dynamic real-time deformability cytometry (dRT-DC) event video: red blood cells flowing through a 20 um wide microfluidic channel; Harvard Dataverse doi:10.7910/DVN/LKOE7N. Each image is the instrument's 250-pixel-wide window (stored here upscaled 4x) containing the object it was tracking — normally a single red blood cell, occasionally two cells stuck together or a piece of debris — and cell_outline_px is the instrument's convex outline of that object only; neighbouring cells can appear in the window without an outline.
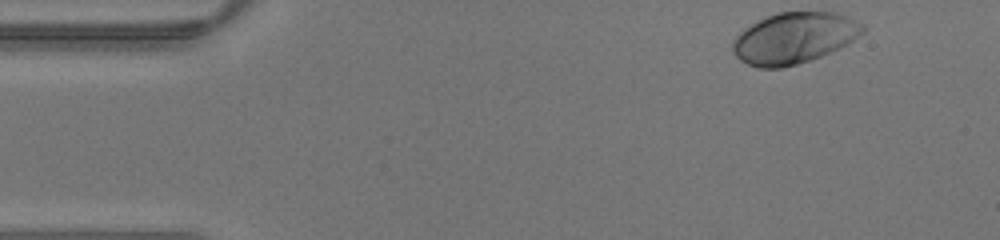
{"species": "human", "species_latin": "Homo sapiens", "temperature_condition": "warm", "stored_images_in_passage": 40, "camera_frame_rate_fps": 3000, "um_per_image_px": 0.085, "donor": {"sex": "male"}, "frame": {"image": 1, "passage_image": 1, "time_ms": 0.0, "image_size_px": [1000, 240], "cell_outline_px": [[864, 32], [852, 40], [820, 56], [796, 64], [780, 68], [760, 68], [748, 64], [740, 60], [732, 52], [732, 40], [744, 28], [768, 16], [780, 12], [832, 12], [844, 16], [864, 24]], "centroid_in_image_um": [67.44, 3.23], "position_along_channel_um": 17.6, "area_um2": 38.03}}
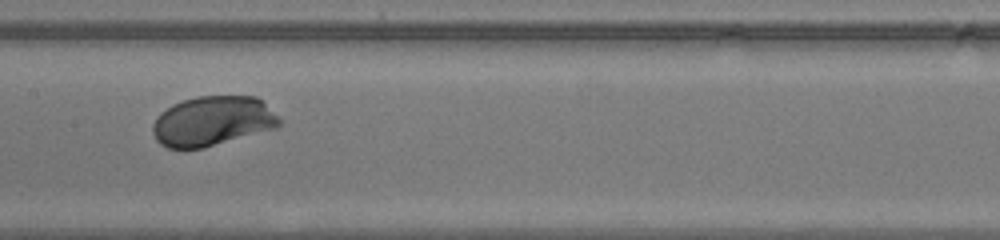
{"frame": {"image": 2, "passage_image": 18, "time_ms": 5.667, "image_size_px": [1000, 240], "cell_outline_px": [[280, 124], [276, 128], [204, 148], [168, 148], [160, 144], [156, 140], [152, 132], [152, 124], [156, 116], [160, 112], [172, 104], [196, 96], [256, 96], [264, 100], [280, 120]], "centroid_in_image_um": [18.05, 10.29], "position_along_channel_um": 189.4, "area_um2": 36.93}}
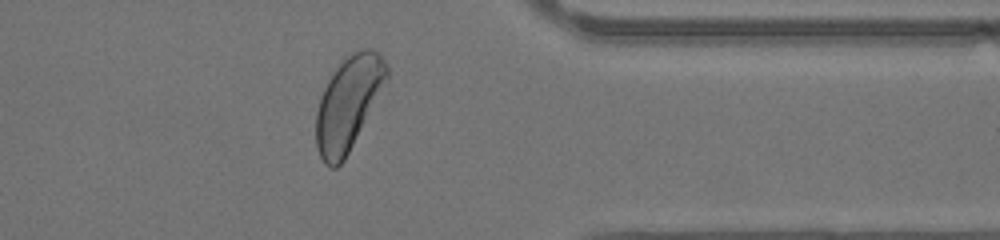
{"frame": {"image": 3, "passage_image": 31, "time_ms": 10.0, "image_size_px": [1000, 240], "cell_outline_px": [[388, 80], [344, 160], [336, 168], [332, 168], [324, 164], [316, 148], [316, 112], [320, 96], [332, 72], [344, 56], [348, 52], [360, 48], [372, 48], [384, 60], [388, 68]], "centroid_in_image_um": [29.59, 8.75], "position_along_channel_um": 381.8, "area_um2": 38.67}}